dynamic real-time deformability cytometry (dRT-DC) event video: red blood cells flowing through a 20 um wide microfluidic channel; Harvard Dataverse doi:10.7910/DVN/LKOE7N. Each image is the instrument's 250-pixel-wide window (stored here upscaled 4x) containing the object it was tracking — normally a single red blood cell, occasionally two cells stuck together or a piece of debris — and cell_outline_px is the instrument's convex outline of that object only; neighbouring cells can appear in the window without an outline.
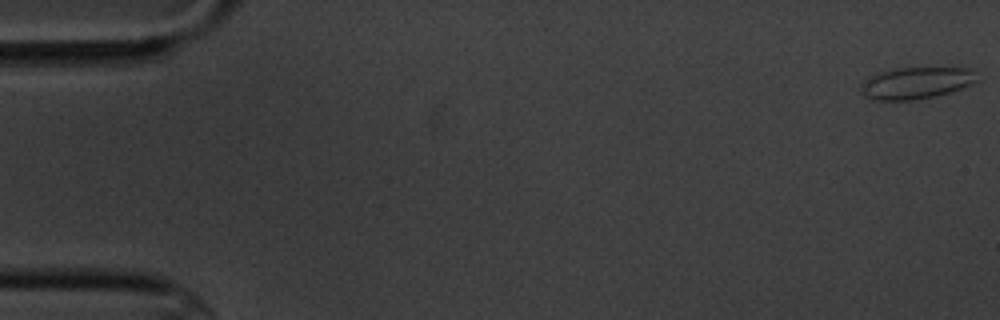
{"species": "common noctule bat (a hibernating species)", "species_latin": "Nyctalus noctula", "temperature_condition": "cold", "stored_images_in_passage": 16, "camera_frame_rate_fps": 3000, "um_per_image_px": 0.085, "animal": {"sex": "male", "body_mass_g": 20.1, "forearm_length_mm": 53.5}, "frame": {"image": 1, "passage_image": 1, "time_ms": 0.0, "image_size_px": [1000, 320], "cell_outline_px": [[984, 80], [948, 92], [932, 96], [912, 100], [872, 100], [864, 96], [860, 88], [860, 84], [872, 76], [880, 72], [896, 68], [968, 68]], "centroid_in_image_um": [77.9, 7.05], "position_along_channel_um": 7.1, "area_um2": 21.39}}
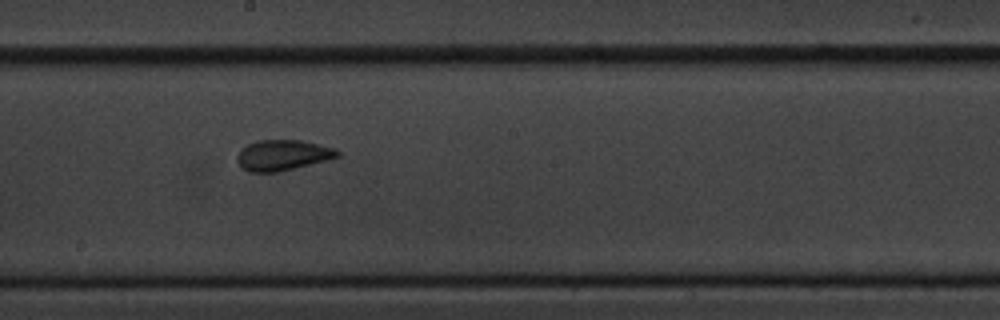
{"frame": {"image": 2, "passage_image": 10, "time_ms": 10.333, "image_size_px": [1000, 320], "cell_outline_px": [[340, 156], [276, 172], [248, 172], [236, 160], [236, 156], [240, 148], [256, 140], [300, 140], [336, 148], [340, 152]], "centroid_in_image_um": [23.98, 13.17], "position_along_channel_um": 224.2, "area_um2": 17.69}}
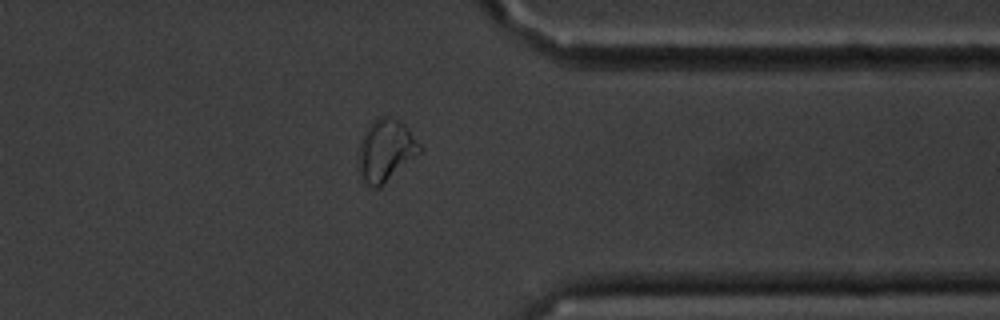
{"frame": {"image": 3, "passage_image": 14, "time_ms": 15.0, "image_size_px": [1000, 320], "cell_outline_px": [[424, 148], [420, 152], [380, 188], [372, 188], [364, 180], [356, 168], [360, 140], [368, 124], [376, 116], [388, 116], [404, 124], [408, 128]], "centroid_in_image_um": [32.75, 12.78], "position_along_channel_um": 378.6, "area_um2": 22.48}, "authors_computed_cell_mechanics": {"area_um2": 18.3515, "velocity_mm_per_s": 3.4498, "shape_relaxation_time_tau1_ms": 5.3051, "shape_relaxation_time_tau2_ms": 0.7608, "deformation_change_tau1": 0.0981, "deformation_change_tau2": 0.0339}}